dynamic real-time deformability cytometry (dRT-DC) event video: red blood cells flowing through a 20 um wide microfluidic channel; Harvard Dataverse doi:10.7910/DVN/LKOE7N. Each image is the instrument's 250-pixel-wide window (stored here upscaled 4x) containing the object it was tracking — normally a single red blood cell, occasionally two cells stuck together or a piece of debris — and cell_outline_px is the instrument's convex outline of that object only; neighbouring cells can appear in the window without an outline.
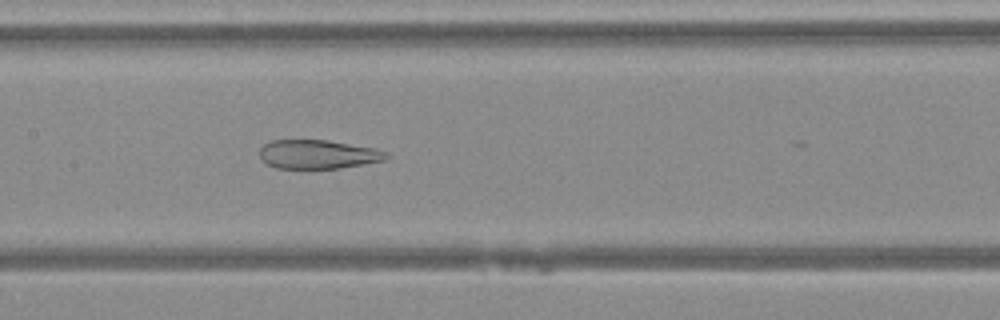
{"species": "Egyptian fruit bat (a non-hibernating species)", "species_latin": "Rousettus aegyptiacus", "temperature_condition": "warm", "stored_images_in_passage": 37, "camera_frame_rate_fps": 3000, "um_per_image_px": 0.085, "animal": {"sex": "female"}, "frame": {"image": 1, "passage_image": 23, "time_ms": 7.333, "image_size_px": [1000, 320], "cell_outline_px": [[388, 156], [384, 160], [340, 168], [276, 168], [268, 164], [260, 156], [260, 148], [264, 144], [272, 140], [328, 140], [376, 148], [384, 152]], "centroid_in_image_um": [27.01, 13.11], "position_along_channel_um": 180.4, "area_um2": 21.1}}
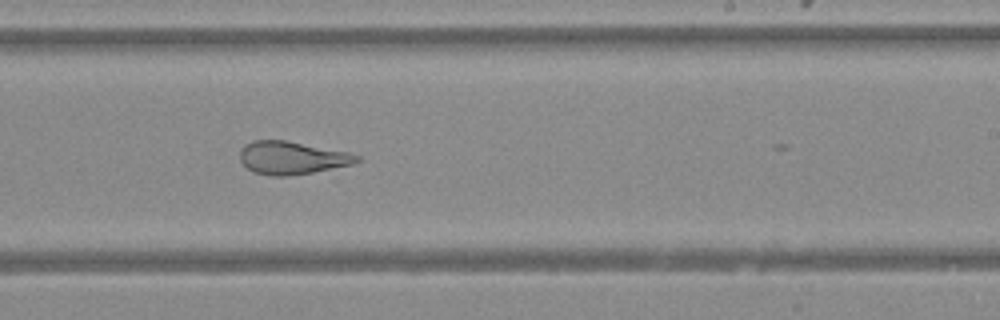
{"frame": {"image": 2, "passage_image": 29, "time_ms": 9.333, "image_size_px": [1000, 320], "cell_outline_px": [[360, 160], [352, 164], [312, 172], [288, 176], [272, 176], [252, 172], [240, 160], [240, 148], [244, 144], [252, 140], [284, 140], [348, 152], [360, 156]], "centroid_in_image_um": [24.77, 13.41], "position_along_channel_um": 264.2, "area_um2": 22.31}}
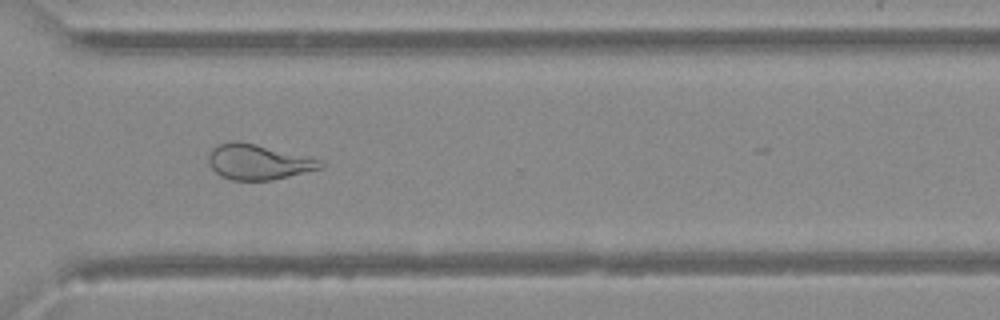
{"frame": {"image": 3, "passage_image": 35, "time_ms": 11.333, "image_size_px": [1000, 320], "cell_outline_px": [[324, 168], [272, 180], [232, 180], [220, 176], [212, 168], [208, 160], [208, 156], [212, 148], [220, 144], [252, 144], [324, 160]], "centroid_in_image_um": [22.01, 13.82], "position_along_channel_um": 348.6, "area_um2": 22.31}}